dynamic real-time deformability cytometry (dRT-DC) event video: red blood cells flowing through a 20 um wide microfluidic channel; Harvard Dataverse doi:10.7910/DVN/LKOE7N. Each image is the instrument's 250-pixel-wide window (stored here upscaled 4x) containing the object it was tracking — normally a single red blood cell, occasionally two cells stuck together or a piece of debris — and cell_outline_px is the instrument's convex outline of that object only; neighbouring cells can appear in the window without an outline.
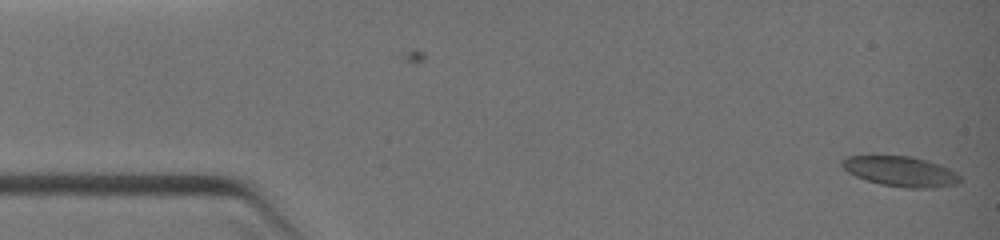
{"species": "common noctule bat (a hibernating species)", "species_latin": "Nyctalus noctula", "temperature_condition": "warm", "stored_images_in_passage": 3, "camera_frame_rate_fps": 3000, "um_per_image_px": 0.085, "animal": {"sex": "female", "body_mass_g": 19.0, "forearm_length_mm": 51.5}, "frame": {"image": 1, "passage_image": 3, "time_ms": 1.0, "image_size_px": [1000, 240], "cell_outline_px": [[964, 180], [956, 184], [936, 188], [904, 188], [880, 184], [856, 176], [848, 172], [840, 164], [840, 160], [848, 156], [872, 152], [912, 156], [928, 160], [940, 164], [956, 172]], "centroid_in_image_um": [76.51, 14.51], "position_along_channel_um": 8.5, "area_um2": 21.85}}